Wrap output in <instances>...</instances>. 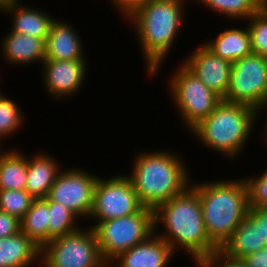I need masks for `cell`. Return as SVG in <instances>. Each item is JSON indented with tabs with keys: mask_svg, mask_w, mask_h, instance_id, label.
I'll use <instances>...</instances> for the list:
<instances>
[{
	"mask_svg": "<svg viewBox=\"0 0 267 267\" xmlns=\"http://www.w3.org/2000/svg\"><path fill=\"white\" fill-rule=\"evenodd\" d=\"M21 4L20 0H15L0 9L1 12L10 13L13 16L11 31L46 39L50 26L55 20L53 16L32 6L25 7Z\"/></svg>",
	"mask_w": 267,
	"mask_h": 267,
	"instance_id": "17",
	"label": "cell"
},
{
	"mask_svg": "<svg viewBox=\"0 0 267 267\" xmlns=\"http://www.w3.org/2000/svg\"><path fill=\"white\" fill-rule=\"evenodd\" d=\"M265 123H267V121H266ZM265 125H266V126H265V128H266V131H264V132H265L266 134L264 133V135H263V136H265V139H266V141H265V142L267 143V124H265Z\"/></svg>",
	"mask_w": 267,
	"mask_h": 267,
	"instance_id": "36",
	"label": "cell"
},
{
	"mask_svg": "<svg viewBox=\"0 0 267 267\" xmlns=\"http://www.w3.org/2000/svg\"><path fill=\"white\" fill-rule=\"evenodd\" d=\"M40 262V247L21 231L0 238V267H31Z\"/></svg>",
	"mask_w": 267,
	"mask_h": 267,
	"instance_id": "20",
	"label": "cell"
},
{
	"mask_svg": "<svg viewBox=\"0 0 267 267\" xmlns=\"http://www.w3.org/2000/svg\"><path fill=\"white\" fill-rule=\"evenodd\" d=\"M142 208L130 178L118 174L109 179L98 178L89 218L96 219L97 224L138 213Z\"/></svg>",
	"mask_w": 267,
	"mask_h": 267,
	"instance_id": "10",
	"label": "cell"
},
{
	"mask_svg": "<svg viewBox=\"0 0 267 267\" xmlns=\"http://www.w3.org/2000/svg\"><path fill=\"white\" fill-rule=\"evenodd\" d=\"M197 267H248L242 259L228 257L220 249L195 262Z\"/></svg>",
	"mask_w": 267,
	"mask_h": 267,
	"instance_id": "30",
	"label": "cell"
},
{
	"mask_svg": "<svg viewBox=\"0 0 267 267\" xmlns=\"http://www.w3.org/2000/svg\"><path fill=\"white\" fill-rule=\"evenodd\" d=\"M259 113L249 105L222 100L191 132L209 149L225 158H237L248 142Z\"/></svg>",
	"mask_w": 267,
	"mask_h": 267,
	"instance_id": "5",
	"label": "cell"
},
{
	"mask_svg": "<svg viewBox=\"0 0 267 267\" xmlns=\"http://www.w3.org/2000/svg\"><path fill=\"white\" fill-rule=\"evenodd\" d=\"M45 41L46 39L35 38L10 30L1 42L2 57L13 65H26L39 61L43 63L45 60Z\"/></svg>",
	"mask_w": 267,
	"mask_h": 267,
	"instance_id": "18",
	"label": "cell"
},
{
	"mask_svg": "<svg viewBox=\"0 0 267 267\" xmlns=\"http://www.w3.org/2000/svg\"><path fill=\"white\" fill-rule=\"evenodd\" d=\"M12 98L0 94V141L12 136L24 123L23 113Z\"/></svg>",
	"mask_w": 267,
	"mask_h": 267,
	"instance_id": "26",
	"label": "cell"
},
{
	"mask_svg": "<svg viewBox=\"0 0 267 267\" xmlns=\"http://www.w3.org/2000/svg\"><path fill=\"white\" fill-rule=\"evenodd\" d=\"M160 224L164 233L157 232ZM154 232L174 253L177 248L184 249L194 263L219 249L207 235L200 198L191 186L154 210Z\"/></svg>",
	"mask_w": 267,
	"mask_h": 267,
	"instance_id": "1",
	"label": "cell"
},
{
	"mask_svg": "<svg viewBox=\"0 0 267 267\" xmlns=\"http://www.w3.org/2000/svg\"><path fill=\"white\" fill-rule=\"evenodd\" d=\"M42 267H108L92 227L56 237L40 248Z\"/></svg>",
	"mask_w": 267,
	"mask_h": 267,
	"instance_id": "7",
	"label": "cell"
},
{
	"mask_svg": "<svg viewBox=\"0 0 267 267\" xmlns=\"http://www.w3.org/2000/svg\"><path fill=\"white\" fill-rule=\"evenodd\" d=\"M204 4L209 10L218 13L229 19H241L246 22L255 14L267 0H195Z\"/></svg>",
	"mask_w": 267,
	"mask_h": 267,
	"instance_id": "24",
	"label": "cell"
},
{
	"mask_svg": "<svg viewBox=\"0 0 267 267\" xmlns=\"http://www.w3.org/2000/svg\"><path fill=\"white\" fill-rule=\"evenodd\" d=\"M21 231L20 220L0 211V238L14 236Z\"/></svg>",
	"mask_w": 267,
	"mask_h": 267,
	"instance_id": "31",
	"label": "cell"
},
{
	"mask_svg": "<svg viewBox=\"0 0 267 267\" xmlns=\"http://www.w3.org/2000/svg\"><path fill=\"white\" fill-rule=\"evenodd\" d=\"M1 145H2V144H1V142H0V147H1ZM2 151H3L2 148H0V153H1Z\"/></svg>",
	"mask_w": 267,
	"mask_h": 267,
	"instance_id": "37",
	"label": "cell"
},
{
	"mask_svg": "<svg viewBox=\"0 0 267 267\" xmlns=\"http://www.w3.org/2000/svg\"><path fill=\"white\" fill-rule=\"evenodd\" d=\"M148 152L135 155L132 173L127 176L143 207L155 210L191 185V171L181 157L168 149Z\"/></svg>",
	"mask_w": 267,
	"mask_h": 267,
	"instance_id": "2",
	"label": "cell"
},
{
	"mask_svg": "<svg viewBox=\"0 0 267 267\" xmlns=\"http://www.w3.org/2000/svg\"><path fill=\"white\" fill-rule=\"evenodd\" d=\"M169 80L168 92L189 131L208 117L223 100L182 63Z\"/></svg>",
	"mask_w": 267,
	"mask_h": 267,
	"instance_id": "8",
	"label": "cell"
},
{
	"mask_svg": "<svg viewBox=\"0 0 267 267\" xmlns=\"http://www.w3.org/2000/svg\"><path fill=\"white\" fill-rule=\"evenodd\" d=\"M194 184V185H193ZM209 239L220 249L249 212L244 178L194 183Z\"/></svg>",
	"mask_w": 267,
	"mask_h": 267,
	"instance_id": "4",
	"label": "cell"
},
{
	"mask_svg": "<svg viewBox=\"0 0 267 267\" xmlns=\"http://www.w3.org/2000/svg\"><path fill=\"white\" fill-rule=\"evenodd\" d=\"M48 197L34 199L30 209L20 220L21 232L40 248L49 242Z\"/></svg>",
	"mask_w": 267,
	"mask_h": 267,
	"instance_id": "22",
	"label": "cell"
},
{
	"mask_svg": "<svg viewBox=\"0 0 267 267\" xmlns=\"http://www.w3.org/2000/svg\"><path fill=\"white\" fill-rule=\"evenodd\" d=\"M86 63V60H44L42 80L49 95L62 99L80 92L87 76Z\"/></svg>",
	"mask_w": 267,
	"mask_h": 267,
	"instance_id": "13",
	"label": "cell"
},
{
	"mask_svg": "<svg viewBox=\"0 0 267 267\" xmlns=\"http://www.w3.org/2000/svg\"><path fill=\"white\" fill-rule=\"evenodd\" d=\"M247 21L252 52L267 57V2Z\"/></svg>",
	"mask_w": 267,
	"mask_h": 267,
	"instance_id": "27",
	"label": "cell"
},
{
	"mask_svg": "<svg viewBox=\"0 0 267 267\" xmlns=\"http://www.w3.org/2000/svg\"><path fill=\"white\" fill-rule=\"evenodd\" d=\"M182 64L209 89L225 98L230 83L231 62L216 55L203 43Z\"/></svg>",
	"mask_w": 267,
	"mask_h": 267,
	"instance_id": "12",
	"label": "cell"
},
{
	"mask_svg": "<svg viewBox=\"0 0 267 267\" xmlns=\"http://www.w3.org/2000/svg\"><path fill=\"white\" fill-rule=\"evenodd\" d=\"M15 0H0V9Z\"/></svg>",
	"mask_w": 267,
	"mask_h": 267,
	"instance_id": "35",
	"label": "cell"
},
{
	"mask_svg": "<svg viewBox=\"0 0 267 267\" xmlns=\"http://www.w3.org/2000/svg\"><path fill=\"white\" fill-rule=\"evenodd\" d=\"M58 161L47 154L28 157V172L25 190L34 198H47L61 167Z\"/></svg>",
	"mask_w": 267,
	"mask_h": 267,
	"instance_id": "19",
	"label": "cell"
},
{
	"mask_svg": "<svg viewBox=\"0 0 267 267\" xmlns=\"http://www.w3.org/2000/svg\"><path fill=\"white\" fill-rule=\"evenodd\" d=\"M204 44L216 55L231 63L253 53L247 27L223 30L215 39L205 41Z\"/></svg>",
	"mask_w": 267,
	"mask_h": 267,
	"instance_id": "21",
	"label": "cell"
},
{
	"mask_svg": "<svg viewBox=\"0 0 267 267\" xmlns=\"http://www.w3.org/2000/svg\"><path fill=\"white\" fill-rule=\"evenodd\" d=\"M0 153V190H25L28 172V158L18 151Z\"/></svg>",
	"mask_w": 267,
	"mask_h": 267,
	"instance_id": "23",
	"label": "cell"
},
{
	"mask_svg": "<svg viewBox=\"0 0 267 267\" xmlns=\"http://www.w3.org/2000/svg\"><path fill=\"white\" fill-rule=\"evenodd\" d=\"M265 247L267 242L262 241L261 223L248 212L220 250L230 258L243 259Z\"/></svg>",
	"mask_w": 267,
	"mask_h": 267,
	"instance_id": "16",
	"label": "cell"
},
{
	"mask_svg": "<svg viewBox=\"0 0 267 267\" xmlns=\"http://www.w3.org/2000/svg\"><path fill=\"white\" fill-rule=\"evenodd\" d=\"M83 52L80 36L74 27L64 20L55 19L45 41V60H86Z\"/></svg>",
	"mask_w": 267,
	"mask_h": 267,
	"instance_id": "15",
	"label": "cell"
},
{
	"mask_svg": "<svg viewBox=\"0 0 267 267\" xmlns=\"http://www.w3.org/2000/svg\"><path fill=\"white\" fill-rule=\"evenodd\" d=\"M48 205L49 242L56 237L72 233L80 228L77 225L78 222H76L78 217L66 206L51 201L49 198Z\"/></svg>",
	"mask_w": 267,
	"mask_h": 267,
	"instance_id": "25",
	"label": "cell"
},
{
	"mask_svg": "<svg viewBox=\"0 0 267 267\" xmlns=\"http://www.w3.org/2000/svg\"><path fill=\"white\" fill-rule=\"evenodd\" d=\"M242 260L248 267H267V247L248 254Z\"/></svg>",
	"mask_w": 267,
	"mask_h": 267,
	"instance_id": "33",
	"label": "cell"
},
{
	"mask_svg": "<svg viewBox=\"0 0 267 267\" xmlns=\"http://www.w3.org/2000/svg\"><path fill=\"white\" fill-rule=\"evenodd\" d=\"M34 198L26 190H0V211L21 220L30 209Z\"/></svg>",
	"mask_w": 267,
	"mask_h": 267,
	"instance_id": "28",
	"label": "cell"
},
{
	"mask_svg": "<svg viewBox=\"0 0 267 267\" xmlns=\"http://www.w3.org/2000/svg\"><path fill=\"white\" fill-rule=\"evenodd\" d=\"M97 237L100 254L110 264L119 254L154 233V210L143 207L138 213L90 225Z\"/></svg>",
	"mask_w": 267,
	"mask_h": 267,
	"instance_id": "6",
	"label": "cell"
},
{
	"mask_svg": "<svg viewBox=\"0 0 267 267\" xmlns=\"http://www.w3.org/2000/svg\"><path fill=\"white\" fill-rule=\"evenodd\" d=\"M184 0H151L127 18L140 43L148 76H155L170 52L182 21ZM161 64V65H160Z\"/></svg>",
	"mask_w": 267,
	"mask_h": 267,
	"instance_id": "3",
	"label": "cell"
},
{
	"mask_svg": "<svg viewBox=\"0 0 267 267\" xmlns=\"http://www.w3.org/2000/svg\"><path fill=\"white\" fill-rule=\"evenodd\" d=\"M112 5L121 11L125 18H127L139 6L148 3L151 0H110Z\"/></svg>",
	"mask_w": 267,
	"mask_h": 267,
	"instance_id": "32",
	"label": "cell"
},
{
	"mask_svg": "<svg viewBox=\"0 0 267 267\" xmlns=\"http://www.w3.org/2000/svg\"><path fill=\"white\" fill-rule=\"evenodd\" d=\"M98 176L81 168H69L58 173L48 198L66 206L77 217L88 218L93 207Z\"/></svg>",
	"mask_w": 267,
	"mask_h": 267,
	"instance_id": "11",
	"label": "cell"
},
{
	"mask_svg": "<svg viewBox=\"0 0 267 267\" xmlns=\"http://www.w3.org/2000/svg\"><path fill=\"white\" fill-rule=\"evenodd\" d=\"M249 212L261 223L262 241L267 242V208H250Z\"/></svg>",
	"mask_w": 267,
	"mask_h": 267,
	"instance_id": "34",
	"label": "cell"
},
{
	"mask_svg": "<svg viewBox=\"0 0 267 267\" xmlns=\"http://www.w3.org/2000/svg\"><path fill=\"white\" fill-rule=\"evenodd\" d=\"M224 101L264 110L267 104V57L250 54L232 63Z\"/></svg>",
	"mask_w": 267,
	"mask_h": 267,
	"instance_id": "9",
	"label": "cell"
},
{
	"mask_svg": "<svg viewBox=\"0 0 267 267\" xmlns=\"http://www.w3.org/2000/svg\"><path fill=\"white\" fill-rule=\"evenodd\" d=\"M173 254L168 243L154 232L145 241L119 254L108 267H167Z\"/></svg>",
	"mask_w": 267,
	"mask_h": 267,
	"instance_id": "14",
	"label": "cell"
},
{
	"mask_svg": "<svg viewBox=\"0 0 267 267\" xmlns=\"http://www.w3.org/2000/svg\"><path fill=\"white\" fill-rule=\"evenodd\" d=\"M258 177H246L249 208H267V169Z\"/></svg>",
	"mask_w": 267,
	"mask_h": 267,
	"instance_id": "29",
	"label": "cell"
}]
</instances>
